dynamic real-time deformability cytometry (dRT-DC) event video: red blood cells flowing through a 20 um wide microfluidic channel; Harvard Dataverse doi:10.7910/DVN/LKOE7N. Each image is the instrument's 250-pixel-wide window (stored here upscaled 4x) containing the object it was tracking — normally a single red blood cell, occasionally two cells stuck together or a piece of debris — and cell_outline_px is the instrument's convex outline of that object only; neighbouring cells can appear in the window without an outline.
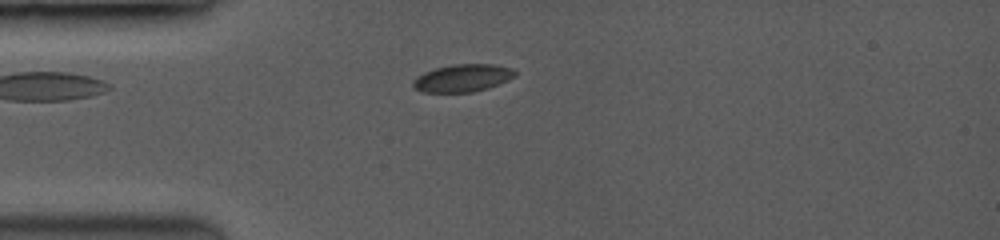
{"species": "common noctule bat (a hibernating species)", "species_latin": "Nyctalus noctula", "temperature_condition": "room temperature", "stored_images_in_passage": 60, "camera_frame_rate_fps": 3500, "um_per_image_px": 0.085, "animal": {"sex": "female", "body_mass_g": 19.0, "forearm_length_mm": 53.3}, "frame": {"image": 1, "passage_image": 1, "time_ms": 0.0, "image_size_px": [1000, 240], "cell_outline_px": [[516, 76], [508, 80], [488, 88], [472, 92], [424, 92], [416, 88], [412, 84], [424, 72], [436, 68], [456, 64], [492, 64], [512, 68], [516, 72]], "centroid_in_image_um": [39.39, 6.63], "position_along_channel_um": 45.6, "area_um2": 16.07}}
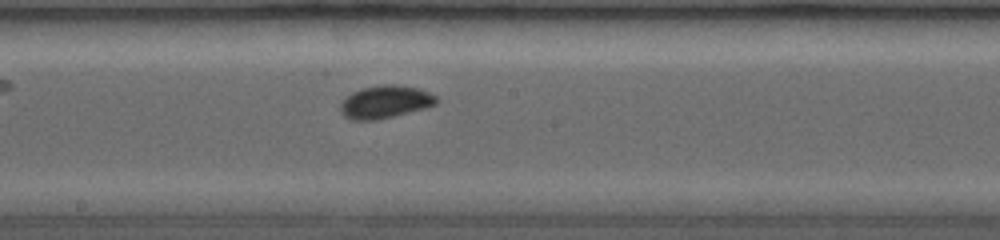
{"frame": {"image": 2, "passage_image": 24, "time_ms": 4.571, "image_size_px": [1000, 240], "cell_outline_px": [[436, 104], [392, 116], [372, 120], [356, 120], [344, 116], [340, 108], [340, 104], [352, 92], [364, 88], [384, 84], [396, 84], [416, 88], [428, 92], [436, 96]], "centroid_in_image_um": [32.72, 8.65], "position_along_channel_um": 215.5, "area_um2": 17.69}}
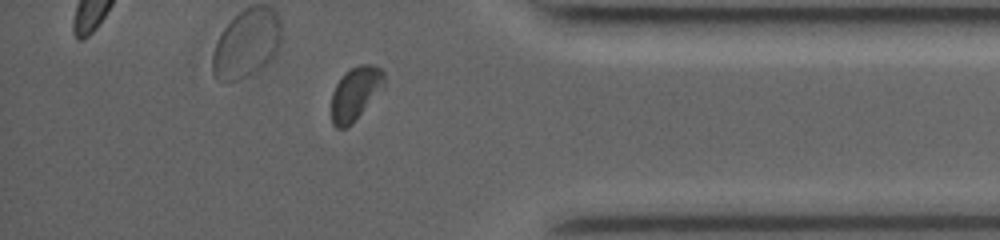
{"frame": {"image": 3, "passage_image": 49, "time_ms": 9.429, "image_size_px": [1000, 240], "cell_outline_px": [[384, 88], [352, 124], [344, 128], [336, 128], [332, 124], [332, 92], [336, 84], [344, 72], [360, 64], [372, 64], [380, 68], [384, 72]], "centroid_in_image_um": [30.22, 7.93], "position_along_channel_um": 405.0, "area_um2": 16.53}, "authors_computed_cell_mechanics": {"area_um2": 16.6464, "velocity_mm_per_s": 4.0674, "shape_relaxation_time_tau1_ms": 3.1118, "shape_relaxation_time_tau2_ms": null, "deformation_change_tau1": 0.0615, "deformation_change_tau2": null}}